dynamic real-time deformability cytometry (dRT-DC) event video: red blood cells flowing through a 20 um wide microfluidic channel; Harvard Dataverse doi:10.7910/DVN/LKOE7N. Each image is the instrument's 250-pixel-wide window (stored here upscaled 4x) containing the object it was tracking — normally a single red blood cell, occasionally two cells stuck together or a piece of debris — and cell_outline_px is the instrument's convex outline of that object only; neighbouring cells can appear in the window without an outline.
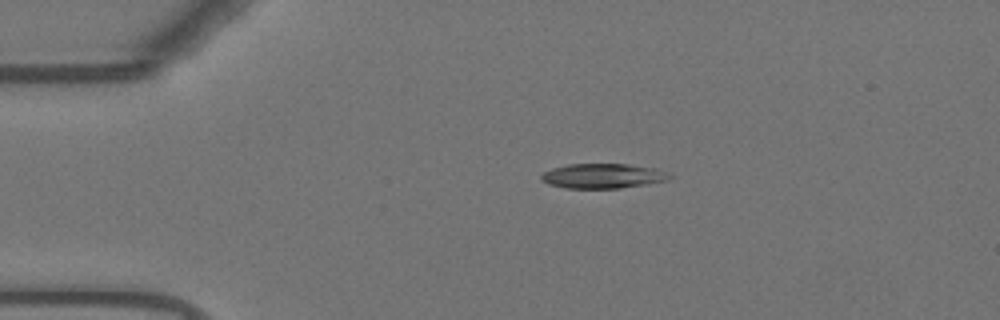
{"species": "Egyptian fruit bat (a non-hibernating species)", "species_latin": "Rousettus aegyptiacus", "temperature_condition": "warm", "stored_images_in_passage": 38, "camera_frame_rate_fps": 3000, "um_per_image_px": 0.085, "animal": {"sex": "female"}, "frame": {"image": 1, "passage_image": 1, "time_ms": 0.0, "image_size_px": [1000, 320], "cell_outline_px": [[672, 176], [668, 180], [620, 188], [564, 188], [548, 184], [540, 180], [540, 176], [544, 172], [552, 168], [568, 164], [628, 164], [656, 168]], "centroid_in_image_um": [51.19, 14.95], "position_along_channel_um": 33.8, "area_um2": 18.44}}
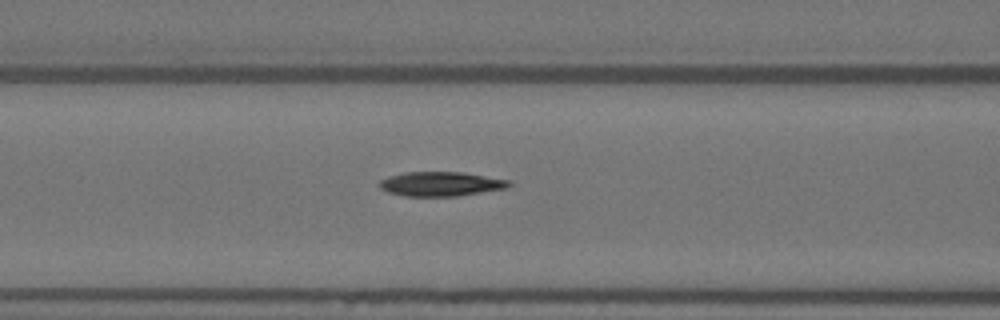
{"frame": {"image": 2, "passage_image": 12, "time_ms": 3.667, "image_size_px": [1000, 320], "cell_outline_px": [[512, 184], [508, 188], [456, 196], [404, 196], [388, 192], [380, 188], [376, 184], [380, 180], [388, 176], [404, 172], [460, 172], [508, 180]], "centroid_in_image_um": [37.41, 15.64], "position_along_channel_um": 129.2, "area_um2": 18.38}}
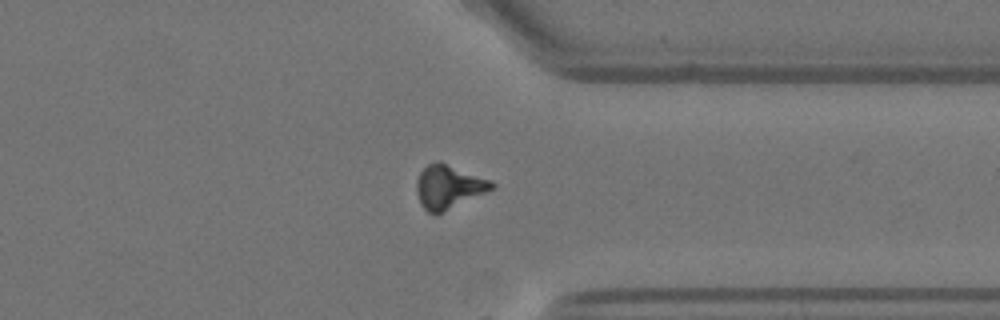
{"frame": {"image": 3, "passage_image": 32, "time_ms": 10.333, "image_size_px": [1000, 320], "cell_outline_px": [[496, 184], [492, 188], [436, 216], [428, 212], [420, 204], [416, 192], [416, 180], [420, 172], [428, 164], [436, 160], [440, 160], [492, 180]], "centroid_in_image_um": [38.09, 15.86], "position_along_channel_um": 373.3, "area_um2": 19.31}}